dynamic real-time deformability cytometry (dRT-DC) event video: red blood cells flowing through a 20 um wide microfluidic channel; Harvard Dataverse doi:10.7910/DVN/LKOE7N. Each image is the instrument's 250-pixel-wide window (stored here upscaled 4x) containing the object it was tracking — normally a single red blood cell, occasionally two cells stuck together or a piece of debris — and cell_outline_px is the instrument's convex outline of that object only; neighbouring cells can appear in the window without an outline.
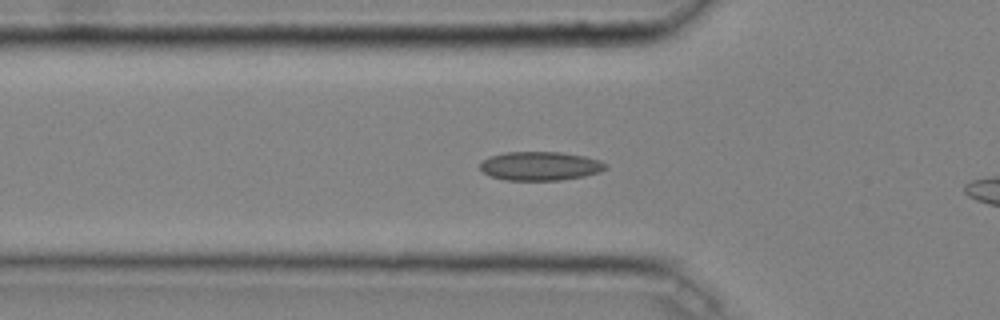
{"species": "common noctule bat (a hibernating species)", "species_latin": "Nyctalus noctula", "temperature_condition": "cold", "stored_images_in_passage": 34, "camera_frame_rate_fps": 3000, "um_per_image_px": 0.085, "animal": {"sex": "male", "body_mass_g": 20.4}, "frame": {"image": 1, "passage_image": 10, "time_ms": 3.0, "image_size_px": [1000, 320], "cell_outline_px": [[608, 168], [600, 172], [584, 176], [560, 180], [504, 180], [488, 176], [480, 168], [480, 164], [488, 156], [504, 152], [560, 152], [584, 156], [600, 160], [608, 164]], "centroid_in_image_um": [45.92, 14.11], "position_along_channel_um": 79.9, "area_um2": 21.27}}
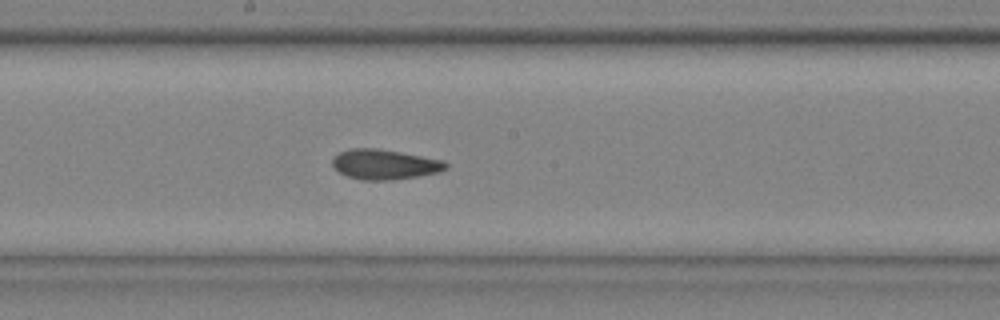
{"frame": {"image": 2, "passage_image": 20, "time_ms": 6.333, "image_size_px": [1000, 320], "cell_outline_px": [[448, 168], [440, 172], [416, 176], [388, 180], [364, 180], [348, 176], [340, 172], [332, 164], [332, 156], [348, 148], [376, 148], [400, 152], [444, 160], [448, 164]], "centroid_in_image_um": [32.69, 13.96], "position_along_channel_um": 215.5, "area_um2": 19.77}}
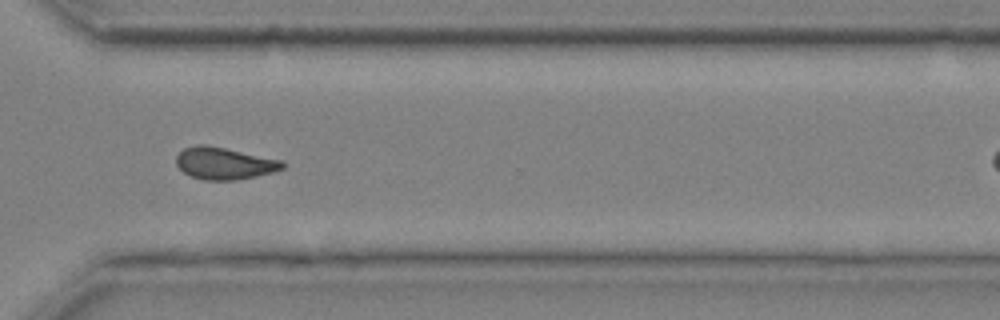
{"frame": {"image": 3, "passage_image": 30, "time_ms": 9.667, "image_size_px": [1000, 320], "cell_outline_px": [[288, 164], [284, 168], [272, 172], [256, 176], [236, 180], [204, 180], [192, 176], [184, 172], [176, 164], [176, 156], [184, 148], [196, 144], [204, 144], [284, 160]], "centroid_in_image_um": [19.1, 13.88], "position_along_channel_um": 351.5, "area_um2": 19.88}}